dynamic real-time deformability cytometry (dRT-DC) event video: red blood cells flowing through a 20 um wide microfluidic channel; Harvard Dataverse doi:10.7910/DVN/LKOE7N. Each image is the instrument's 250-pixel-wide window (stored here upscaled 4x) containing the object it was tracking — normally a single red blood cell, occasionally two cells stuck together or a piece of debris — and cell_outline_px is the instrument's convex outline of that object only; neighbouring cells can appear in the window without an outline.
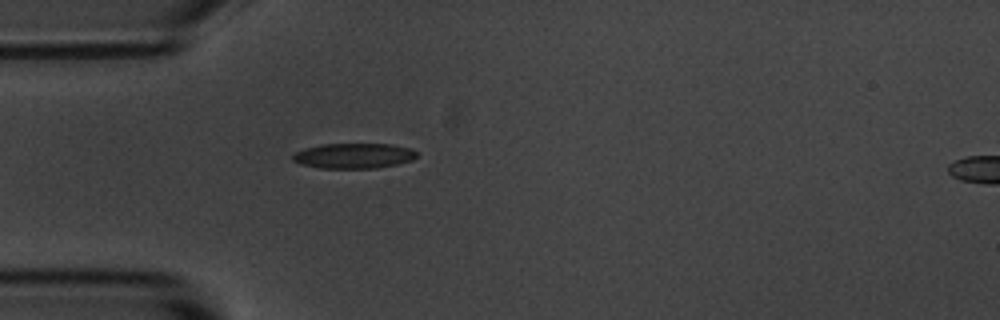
{"species": "common noctule bat (a hibernating species)", "species_latin": "Nyctalus noctula", "temperature_condition": "room temperature", "stored_images_in_passage": 40, "camera_frame_rate_fps": 3000, "um_per_image_px": 0.085, "animal": {"sex": "male", "body_mass_g": 20.1, "forearm_length_mm": 53.5}, "frame": {"image": 1, "passage_image": 1, "time_ms": 0.0, "image_size_px": [1000, 320], "cell_outline_px": [[416, 156], [412, 160], [396, 164], [376, 168], [320, 168], [300, 164], [292, 160], [292, 156], [296, 152], [304, 148], [320, 144], [392, 144], [412, 148], [416, 152]], "centroid_in_image_um": [30.05, 13.24], "position_along_channel_um": 54.9, "area_um2": 18.26}}
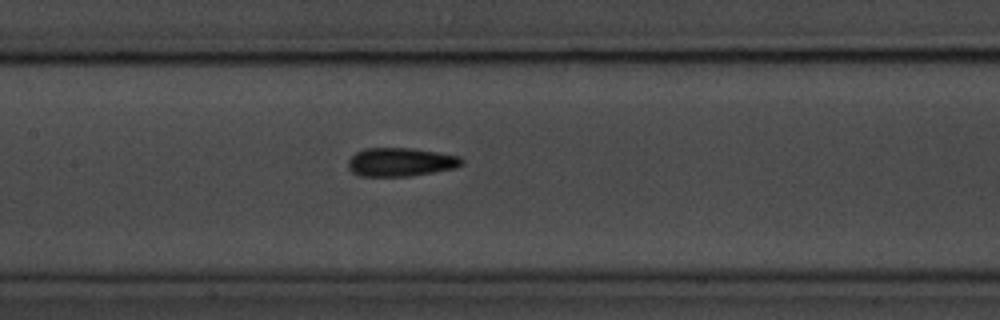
{"frame": {"image": 2, "passage_image": 11, "time_ms": 3.333, "image_size_px": [1000, 320], "cell_outline_px": [[464, 164], [456, 168], [408, 176], [360, 176], [352, 172], [348, 168], [348, 160], [356, 152], [364, 148], [412, 148], [440, 152], [460, 156], [464, 160]], "centroid_in_image_um": [34.08, 13.76], "position_along_channel_um": 173.3, "area_um2": 19.07}}
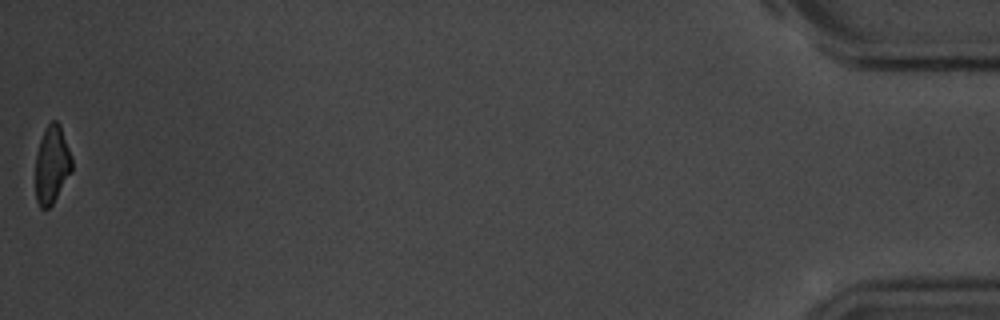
{"frame": {"image": 3, "passage_image": 40, "time_ms": 13.0, "image_size_px": [1000, 320], "cell_outline_px": [[72, 172], [52, 204], [48, 208], [40, 208], [36, 200], [36, 152], [40, 140], [48, 124], [52, 120], [56, 120], [60, 124], [72, 156]], "centroid_in_image_um": [4.42, 13.99], "position_along_channel_um": 430.8, "area_um2": 16.53}, "authors_computed_cell_mechanics": {"area_um2": 18.0914, "velocity_mm_per_s": 3.6912, "shape_relaxation_time_tau1_ms": 3.1115, "shape_relaxation_time_tau2_ms": 2.0803, "deformation_change_tau1": 0.1207, "deformation_change_tau2": 0.0866}}